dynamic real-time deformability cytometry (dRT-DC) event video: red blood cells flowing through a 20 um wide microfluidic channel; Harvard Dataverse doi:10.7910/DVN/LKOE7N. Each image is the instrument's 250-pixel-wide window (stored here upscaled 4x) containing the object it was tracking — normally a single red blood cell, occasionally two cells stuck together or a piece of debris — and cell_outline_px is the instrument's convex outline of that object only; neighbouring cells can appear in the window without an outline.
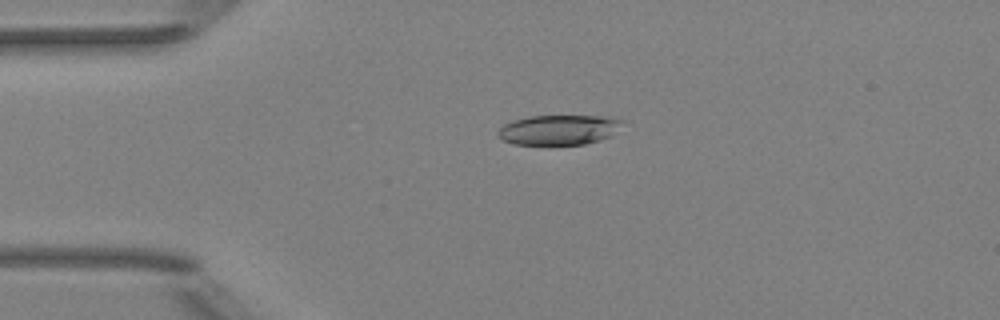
{"species": "Egyptian fruit bat (a non-hibernating species)", "species_latin": "Rousettus aegyptiacus", "temperature_condition": "room temperature", "stored_images_in_passage": 5, "camera_frame_rate_fps": 3000, "um_per_image_px": 0.085, "animal": {"sex": "female"}, "frame": {"image": 1, "passage_image": 4, "time_ms": 3.667, "image_size_px": [1000, 320], "cell_outline_px": [[628, 120], [608, 136], [600, 140], [584, 144], [516, 144], [504, 140], [496, 136], [496, 132], [504, 124], [512, 120], [528, 116], [608, 116]], "centroid_in_image_um": [47.5, 11.01], "position_along_channel_um": 37.5, "area_um2": 21.73}}